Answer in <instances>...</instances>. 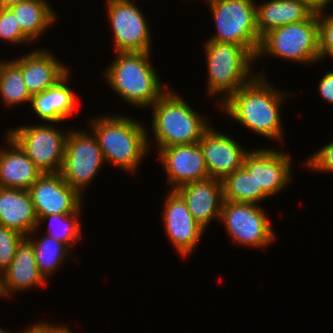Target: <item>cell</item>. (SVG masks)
I'll list each match as a JSON object with an SVG mask.
<instances>
[{
    "mask_svg": "<svg viewBox=\"0 0 333 333\" xmlns=\"http://www.w3.org/2000/svg\"><path fill=\"white\" fill-rule=\"evenodd\" d=\"M264 74L263 71L256 74L222 102L218 110L261 137L282 143L284 126L280 110L289 94L275 88Z\"/></svg>",
    "mask_w": 333,
    "mask_h": 333,
    "instance_id": "6da1fadb",
    "label": "cell"
},
{
    "mask_svg": "<svg viewBox=\"0 0 333 333\" xmlns=\"http://www.w3.org/2000/svg\"><path fill=\"white\" fill-rule=\"evenodd\" d=\"M89 123L105 163L135 174L150 151L145 124L116 113L94 117Z\"/></svg>",
    "mask_w": 333,
    "mask_h": 333,
    "instance_id": "7a4b0ae2",
    "label": "cell"
},
{
    "mask_svg": "<svg viewBox=\"0 0 333 333\" xmlns=\"http://www.w3.org/2000/svg\"><path fill=\"white\" fill-rule=\"evenodd\" d=\"M150 56L151 52H116L115 60L102 72L110 88L136 108L149 109L169 89L160 81Z\"/></svg>",
    "mask_w": 333,
    "mask_h": 333,
    "instance_id": "3957f363",
    "label": "cell"
},
{
    "mask_svg": "<svg viewBox=\"0 0 333 333\" xmlns=\"http://www.w3.org/2000/svg\"><path fill=\"white\" fill-rule=\"evenodd\" d=\"M178 95L169 88L149 108L152 109L153 118L150 126L153 136L147 133L149 150L153 138L152 143H155L158 150L172 145L196 144L210 127L209 119L194 111L187 101Z\"/></svg>",
    "mask_w": 333,
    "mask_h": 333,
    "instance_id": "277c9868",
    "label": "cell"
},
{
    "mask_svg": "<svg viewBox=\"0 0 333 333\" xmlns=\"http://www.w3.org/2000/svg\"><path fill=\"white\" fill-rule=\"evenodd\" d=\"M203 45L208 71L207 94L217 96L219 107L257 74L252 72L255 58L237 44L206 40Z\"/></svg>",
    "mask_w": 333,
    "mask_h": 333,
    "instance_id": "5b68a950",
    "label": "cell"
},
{
    "mask_svg": "<svg viewBox=\"0 0 333 333\" xmlns=\"http://www.w3.org/2000/svg\"><path fill=\"white\" fill-rule=\"evenodd\" d=\"M263 55L273 56L310 64L319 61V39L317 14L313 13L305 21L291 23L265 33L255 56V61Z\"/></svg>",
    "mask_w": 333,
    "mask_h": 333,
    "instance_id": "8992f818",
    "label": "cell"
},
{
    "mask_svg": "<svg viewBox=\"0 0 333 333\" xmlns=\"http://www.w3.org/2000/svg\"><path fill=\"white\" fill-rule=\"evenodd\" d=\"M255 0H213L206 5L217 30L209 41L243 46L254 58L260 45Z\"/></svg>",
    "mask_w": 333,
    "mask_h": 333,
    "instance_id": "52a82bcc",
    "label": "cell"
},
{
    "mask_svg": "<svg viewBox=\"0 0 333 333\" xmlns=\"http://www.w3.org/2000/svg\"><path fill=\"white\" fill-rule=\"evenodd\" d=\"M51 124V125H49ZM57 123L23 125L8 128V135L44 173H60L65 154V143L69 129H57Z\"/></svg>",
    "mask_w": 333,
    "mask_h": 333,
    "instance_id": "ba28073f",
    "label": "cell"
},
{
    "mask_svg": "<svg viewBox=\"0 0 333 333\" xmlns=\"http://www.w3.org/2000/svg\"><path fill=\"white\" fill-rule=\"evenodd\" d=\"M104 164L102 151L92 130H69L60 174L70 187L83 196L84 190L91 185Z\"/></svg>",
    "mask_w": 333,
    "mask_h": 333,
    "instance_id": "9c48e42d",
    "label": "cell"
},
{
    "mask_svg": "<svg viewBox=\"0 0 333 333\" xmlns=\"http://www.w3.org/2000/svg\"><path fill=\"white\" fill-rule=\"evenodd\" d=\"M268 217L259 204L224 200L219 220L236 245L263 249L277 236Z\"/></svg>",
    "mask_w": 333,
    "mask_h": 333,
    "instance_id": "30bf717a",
    "label": "cell"
},
{
    "mask_svg": "<svg viewBox=\"0 0 333 333\" xmlns=\"http://www.w3.org/2000/svg\"><path fill=\"white\" fill-rule=\"evenodd\" d=\"M105 7L115 52H151L150 24L133 0H106Z\"/></svg>",
    "mask_w": 333,
    "mask_h": 333,
    "instance_id": "8fae6325",
    "label": "cell"
},
{
    "mask_svg": "<svg viewBox=\"0 0 333 333\" xmlns=\"http://www.w3.org/2000/svg\"><path fill=\"white\" fill-rule=\"evenodd\" d=\"M275 149H252L246 154L243 162V166L254 176L258 189H263L269 197L286 189L291 184L293 175L291 153Z\"/></svg>",
    "mask_w": 333,
    "mask_h": 333,
    "instance_id": "7c38bea8",
    "label": "cell"
},
{
    "mask_svg": "<svg viewBox=\"0 0 333 333\" xmlns=\"http://www.w3.org/2000/svg\"><path fill=\"white\" fill-rule=\"evenodd\" d=\"M169 190L162 211L163 229L179 256L186 258L194 253L205 229L195 221L182 196L176 190Z\"/></svg>",
    "mask_w": 333,
    "mask_h": 333,
    "instance_id": "4fadbf2b",
    "label": "cell"
},
{
    "mask_svg": "<svg viewBox=\"0 0 333 333\" xmlns=\"http://www.w3.org/2000/svg\"><path fill=\"white\" fill-rule=\"evenodd\" d=\"M39 220L51 214L81 213L82 196L64 180L60 173L42 174L28 189Z\"/></svg>",
    "mask_w": 333,
    "mask_h": 333,
    "instance_id": "5bb4252c",
    "label": "cell"
},
{
    "mask_svg": "<svg viewBox=\"0 0 333 333\" xmlns=\"http://www.w3.org/2000/svg\"><path fill=\"white\" fill-rule=\"evenodd\" d=\"M167 183L176 190L184 184L209 178L199 143L172 145L157 151Z\"/></svg>",
    "mask_w": 333,
    "mask_h": 333,
    "instance_id": "9a60e30c",
    "label": "cell"
},
{
    "mask_svg": "<svg viewBox=\"0 0 333 333\" xmlns=\"http://www.w3.org/2000/svg\"><path fill=\"white\" fill-rule=\"evenodd\" d=\"M205 159L210 178L223 180L243 166L244 158L250 150L229 134H224L210 126L198 142Z\"/></svg>",
    "mask_w": 333,
    "mask_h": 333,
    "instance_id": "2e32d148",
    "label": "cell"
},
{
    "mask_svg": "<svg viewBox=\"0 0 333 333\" xmlns=\"http://www.w3.org/2000/svg\"><path fill=\"white\" fill-rule=\"evenodd\" d=\"M22 70L26 88L31 96L54 86L70 70L58 61L50 50L34 49L21 57L12 59Z\"/></svg>",
    "mask_w": 333,
    "mask_h": 333,
    "instance_id": "e0dca14e",
    "label": "cell"
},
{
    "mask_svg": "<svg viewBox=\"0 0 333 333\" xmlns=\"http://www.w3.org/2000/svg\"><path fill=\"white\" fill-rule=\"evenodd\" d=\"M195 221L205 230L214 219H220L223 187L219 179L193 181L177 188Z\"/></svg>",
    "mask_w": 333,
    "mask_h": 333,
    "instance_id": "ac0fdd59",
    "label": "cell"
},
{
    "mask_svg": "<svg viewBox=\"0 0 333 333\" xmlns=\"http://www.w3.org/2000/svg\"><path fill=\"white\" fill-rule=\"evenodd\" d=\"M70 75L69 71L54 86L32 96L30 106L36 116L45 123L59 124L58 122H65L76 113L78 99L67 83L71 79Z\"/></svg>",
    "mask_w": 333,
    "mask_h": 333,
    "instance_id": "d6986e66",
    "label": "cell"
},
{
    "mask_svg": "<svg viewBox=\"0 0 333 333\" xmlns=\"http://www.w3.org/2000/svg\"><path fill=\"white\" fill-rule=\"evenodd\" d=\"M5 136L7 146L0 149V187L28 190L43 173L8 135Z\"/></svg>",
    "mask_w": 333,
    "mask_h": 333,
    "instance_id": "ffe728a7",
    "label": "cell"
},
{
    "mask_svg": "<svg viewBox=\"0 0 333 333\" xmlns=\"http://www.w3.org/2000/svg\"><path fill=\"white\" fill-rule=\"evenodd\" d=\"M37 216L28 190L0 187V224L28 236L37 228Z\"/></svg>",
    "mask_w": 333,
    "mask_h": 333,
    "instance_id": "44dd1931",
    "label": "cell"
},
{
    "mask_svg": "<svg viewBox=\"0 0 333 333\" xmlns=\"http://www.w3.org/2000/svg\"><path fill=\"white\" fill-rule=\"evenodd\" d=\"M48 282L40 274L32 244L25 238L18 246L9 268L3 273V288L6 298L14 292L27 291L35 286H46Z\"/></svg>",
    "mask_w": 333,
    "mask_h": 333,
    "instance_id": "7402d4cb",
    "label": "cell"
},
{
    "mask_svg": "<svg viewBox=\"0 0 333 333\" xmlns=\"http://www.w3.org/2000/svg\"><path fill=\"white\" fill-rule=\"evenodd\" d=\"M314 12L298 0H267L256 3V28L260 38L283 25L305 21Z\"/></svg>",
    "mask_w": 333,
    "mask_h": 333,
    "instance_id": "603a6c76",
    "label": "cell"
},
{
    "mask_svg": "<svg viewBox=\"0 0 333 333\" xmlns=\"http://www.w3.org/2000/svg\"><path fill=\"white\" fill-rule=\"evenodd\" d=\"M47 1L27 0L9 7L15 14L22 33L31 43L38 41L57 19V14Z\"/></svg>",
    "mask_w": 333,
    "mask_h": 333,
    "instance_id": "cb8c5ba5",
    "label": "cell"
},
{
    "mask_svg": "<svg viewBox=\"0 0 333 333\" xmlns=\"http://www.w3.org/2000/svg\"><path fill=\"white\" fill-rule=\"evenodd\" d=\"M38 231L36 228L31 232L26 239L32 244L34 248L35 261L38 270L43 278L48 282V277L65 263L71 255V250L62 242L57 241L48 235H40L37 240L34 236ZM34 238H33V237Z\"/></svg>",
    "mask_w": 333,
    "mask_h": 333,
    "instance_id": "d4e9b609",
    "label": "cell"
},
{
    "mask_svg": "<svg viewBox=\"0 0 333 333\" xmlns=\"http://www.w3.org/2000/svg\"><path fill=\"white\" fill-rule=\"evenodd\" d=\"M222 187L226 201L261 205V201L270 198L263 189H258L254 176L244 166L226 176Z\"/></svg>",
    "mask_w": 333,
    "mask_h": 333,
    "instance_id": "484cf974",
    "label": "cell"
},
{
    "mask_svg": "<svg viewBox=\"0 0 333 333\" xmlns=\"http://www.w3.org/2000/svg\"><path fill=\"white\" fill-rule=\"evenodd\" d=\"M0 97L9 107L31 102L32 96L26 88L22 70L12 58L0 63Z\"/></svg>",
    "mask_w": 333,
    "mask_h": 333,
    "instance_id": "4316f807",
    "label": "cell"
},
{
    "mask_svg": "<svg viewBox=\"0 0 333 333\" xmlns=\"http://www.w3.org/2000/svg\"><path fill=\"white\" fill-rule=\"evenodd\" d=\"M80 213L51 214L41 217L37 222V229L41 223L50 222L45 235L64 243L70 250L76 242L82 239V225L80 224ZM53 223V224H52ZM51 224V225H50Z\"/></svg>",
    "mask_w": 333,
    "mask_h": 333,
    "instance_id": "83f0119b",
    "label": "cell"
},
{
    "mask_svg": "<svg viewBox=\"0 0 333 333\" xmlns=\"http://www.w3.org/2000/svg\"><path fill=\"white\" fill-rule=\"evenodd\" d=\"M0 40L13 45H26L31 42L22 33L16 16L9 7H0Z\"/></svg>",
    "mask_w": 333,
    "mask_h": 333,
    "instance_id": "f1b7e54d",
    "label": "cell"
},
{
    "mask_svg": "<svg viewBox=\"0 0 333 333\" xmlns=\"http://www.w3.org/2000/svg\"><path fill=\"white\" fill-rule=\"evenodd\" d=\"M26 236L0 224V272L3 274L13 262L16 251Z\"/></svg>",
    "mask_w": 333,
    "mask_h": 333,
    "instance_id": "f546056e",
    "label": "cell"
},
{
    "mask_svg": "<svg viewBox=\"0 0 333 333\" xmlns=\"http://www.w3.org/2000/svg\"><path fill=\"white\" fill-rule=\"evenodd\" d=\"M317 12L319 61L330 57L333 60V13Z\"/></svg>",
    "mask_w": 333,
    "mask_h": 333,
    "instance_id": "4dcf8cb0",
    "label": "cell"
},
{
    "mask_svg": "<svg viewBox=\"0 0 333 333\" xmlns=\"http://www.w3.org/2000/svg\"><path fill=\"white\" fill-rule=\"evenodd\" d=\"M313 172L333 173V140L321 147L303 162Z\"/></svg>",
    "mask_w": 333,
    "mask_h": 333,
    "instance_id": "1f68e13d",
    "label": "cell"
},
{
    "mask_svg": "<svg viewBox=\"0 0 333 333\" xmlns=\"http://www.w3.org/2000/svg\"><path fill=\"white\" fill-rule=\"evenodd\" d=\"M65 324H52L47 321L33 323L30 326H27L25 333H74L68 326Z\"/></svg>",
    "mask_w": 333,
    "mask_h": 333,
    "instance_id": "d6a6232c",
    "label": "cell"
},
{
    "mask_svg": "<svg viewBox=\"0 0 333 333\" xmlns=\"http://www.w3.org/2000/svg\"><path fill=\"white\" fill-rule=\"evenodd\" d=\"M318 92L323 100L333 105V71H327L318 84Z\"/></svg>",
    "mask_w": 333,
    "mask_h": 333,
    "instance_id": "836d02e7",
    "label": "cell"
},
{
    "mask_svg": "<svg viewBox=\"0 0 333 333\" xmlns=\"http://www.w3.org/2000/svg\"><path fill=\"white\" fill-rule=\"evenodd\" d=\"M301 3L305 4L310 10L314 13L324 11L329 7V4H332V0H298Z\"/></svg>",
    "mask_w": 333,
    "mask_h": 333,
    "instance_id": "e575fe53",
    "label": "cell"
},
{
    "mask_svg": "<svg viewBox=\"0 0 333 333\" xmlns=\"http://www.w3.org/2000/svg\"><path fill=\"white\" fill-rule=\"evenodd\" d=\"M24 1L27 0H0V7H10Z\"/></svg>",
    "mask_w": 333,
    "mask_h": 333,
    "instance_id": "d590c367",
    "label": "cell"
},
{
    "mask_svg": "<svg viewBox=\"0 0 333 333\" xmlns=\"http://www.w3.org/2000/svg\"><path fill=\"white\" fill-rule=\"evenodd\" d=\"M5 297L4 299H6V294L3 288V274L0 272V298Z\"/></svg>",
    "mask_w": 333,
    "mask_h": 333,
    "instance_id": "8d00e7d4",
    "label": "cell"
},
{
    "mask_svg": "<svg viewBox=\"0 0 333 333\" xmlns=\"http://www.w3.org/2000/svg\"><path fill=\"white\" fill-rule=\"evenodd\" d=\"M27 330V328H25L24 330L18 332V333H25ZM0 333H12L11 331L9 332V330H5L4 328L0 327Z\"/></svg>",
    "mask_w": 333,
    "mask_h": 333,
    "instance_id": "74e56055",
    "label": "cell"
},
{
    "mask_svg": "<svg viewBox=\"0 0 333 333\" xmlns=\"http://www.w3.org/2000/svg\"><path fill=\"white\" fill-rule=\"evenodd\" d=\"M206 3L210 2V1H213V0H204Z\"/></svg>",
    "mask_w": 333,
    "mask_h": 333,
    "instance_id": "f35d334b",
    "label": "cell"
}]
</instances>
